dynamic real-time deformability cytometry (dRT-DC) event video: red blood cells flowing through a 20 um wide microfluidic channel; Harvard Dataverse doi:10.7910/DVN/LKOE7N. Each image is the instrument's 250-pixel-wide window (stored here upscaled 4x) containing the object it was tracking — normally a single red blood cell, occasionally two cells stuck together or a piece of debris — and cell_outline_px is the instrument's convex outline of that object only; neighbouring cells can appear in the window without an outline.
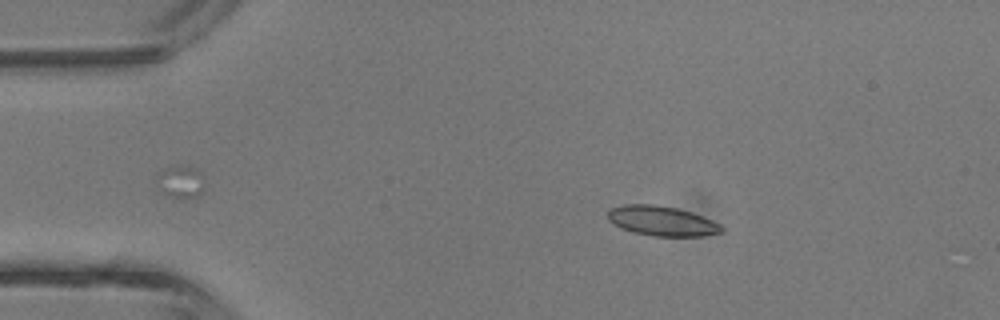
{"species": "common noctule bat (a hibernating species)", "species_latin": "Nyctalus noctula", "temperature_condition": "room temperature", "stored_images_in_passage": 2, "camera_frame_rate_fps": 3000, "um_per_image_px": 0.085, "animal": {"sex": "male", "body_mass_g": 13.3}, "frame": {"image": 1, "passage_image": 1, "time_ms": 0.0, "image_size_px": [1000, 320], "cell_outline_px": [[724, 232], [704, 236], [652, 236], [632, 232], [620, 228], [612, 224], [608, 220], [608, 208], [624, 204], [652, 204], [676, 208], [692, 212], [712, 220], [720, 224], [724, 228]], "centroid_in_image_um": [56.24, 18.78], "position_along_channel_um": 28.8, "area_um2": 20.06}}